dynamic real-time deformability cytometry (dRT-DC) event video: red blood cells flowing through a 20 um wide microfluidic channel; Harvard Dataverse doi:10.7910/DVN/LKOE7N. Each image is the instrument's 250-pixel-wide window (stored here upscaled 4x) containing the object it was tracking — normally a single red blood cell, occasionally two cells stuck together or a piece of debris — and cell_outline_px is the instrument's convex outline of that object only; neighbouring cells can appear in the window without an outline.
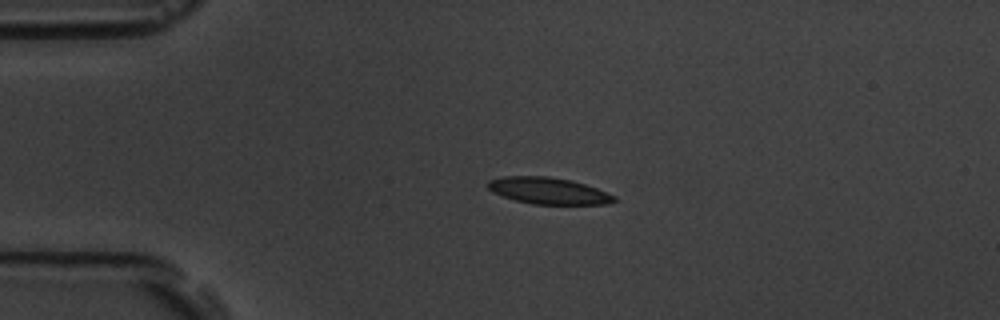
{"species": "common noctule bat (a hibernating species)", "species_latin": "Nyctalus noctula", "temperature_condition": "room temperature", "stored_images_in_passage": 3, "camera_frame_rate_fps": 3000, "um_per_image_px": 0.085, "animal": {"sex": "male", "body_mass_g": 19.5, "forearm_length_mm": 54.6}, "frame": {"image": 1, "passage_image": 2, "time_ms": 1.333, "image_size_px": [1000, 320], "cell_outline_px": [[616, 200], [608, 204], [532, 204], [516, 200], [492, 192], [488, 188], [488, 180], [504, 176], [548, 176], [572, 180], [596, 188], [616, 196]], "centroid_in_image_um": [46.61, 16.21], "position_along_channel_um": 38.4, "area_um2": 19.48}}